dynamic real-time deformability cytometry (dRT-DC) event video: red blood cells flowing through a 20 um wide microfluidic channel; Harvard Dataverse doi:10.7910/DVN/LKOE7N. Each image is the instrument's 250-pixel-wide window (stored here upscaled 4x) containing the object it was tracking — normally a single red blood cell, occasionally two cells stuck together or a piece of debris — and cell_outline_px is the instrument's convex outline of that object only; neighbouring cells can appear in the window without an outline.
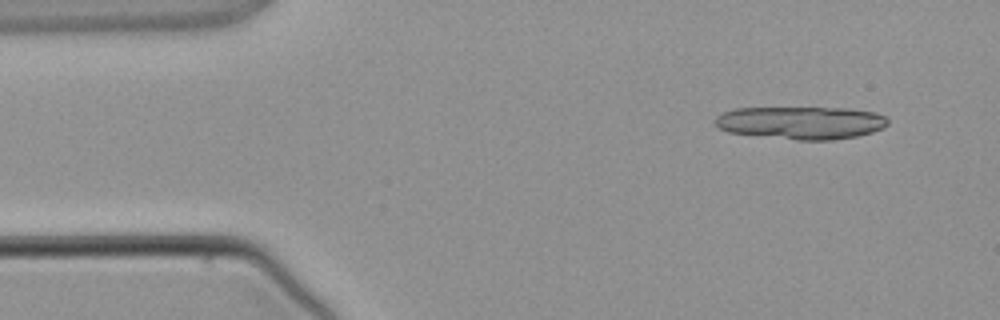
{"species": "common noctule bat (a hibernating species)", "species_latin": "Nyctalus noctula", "temperature_condition": "warm", "stored_images_in_passage": 3, "camera_frame_rate_fps": 3000, "um_per_image_px": 0.085, "animal": {"sex": "male", "body_mass_g": 21.5, "forearm_length_mm": 52.0}, "frame": {"image": 1, "passage_image": 1, "time_ms": 0.0, "image_size_px": [1000, 320], "cell_outline_px": [[888, 124], [884, 128], [872, 132], [856, 136], [832, 140], [796, 140], [728, 132], [716, 128], [712, 120], [716, 116], [724, 112], [736, 108], [848, 108], [876, 112], [888, 116]], "centroid_in_image_um": [68.09, 10.43], "position_along_channel_um": 16.9, "area_um2": 33.35}}
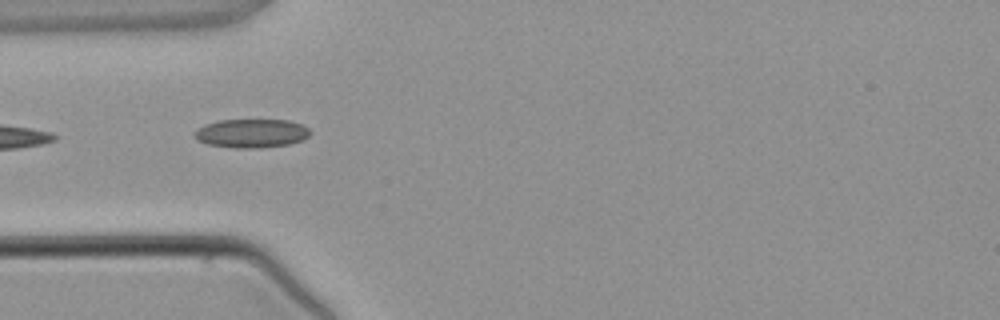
{"frame": {"image": 2, "passage_image": 3, "time_ms": 3.0, "image_size_px": [1000, 320], "cell_outline_px": [[312, 132], [304, 140], [288, 144], [260, 148], [236, 148], [208, 144], [196, 140], [192, 136], [192, 132], [196, 128], [204, 124], [220, 120], [288, 120], [300, 124], [308, 128]], "centroid_in_image_um": [21.33, 11.33], "position_along_channel_um": 63.7, "area_um2": 19.59}}